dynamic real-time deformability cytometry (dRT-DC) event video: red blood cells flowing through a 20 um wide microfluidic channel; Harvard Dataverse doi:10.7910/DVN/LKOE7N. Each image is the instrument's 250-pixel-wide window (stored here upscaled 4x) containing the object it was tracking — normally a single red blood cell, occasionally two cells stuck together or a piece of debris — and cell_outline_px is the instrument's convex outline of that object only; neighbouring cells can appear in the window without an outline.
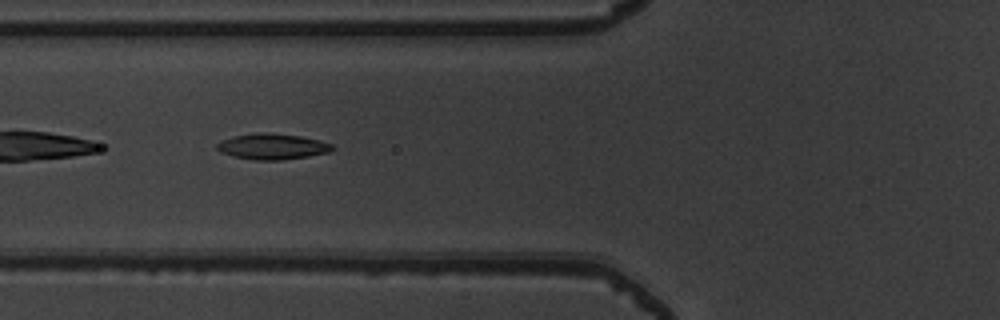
{"species": "common noctule bat (a hibernating species)", "species_latin": "Nyctalus noctula", "temperature_condition": "warm", "stored_images_in_passage": 36, "camera_frame_rate_fps": 3000, "um_per_image_px": 0.085, "animal": {"sex": "male", "body_mass_g": 19.5, "forearm_length_mm": 54.6}, "frame": {"image": 1, "passage_image": 4, "time_ms": 1.0, "image_size_px": [1000, 320], "cell_outline_px": [[336, 148], [328, 152], [308, 156], [284, 160], [252, 160], [232, 156], [220, 152], [216, 148], [216, 144], [232, 136], [260, 132], [264, 132], [300, 136], [320, 140], [332, 144]], "centroid_in_image_um": [23.14, 12.46], "position_along_channel_um": 102.7, "area_um2": 17.4}}
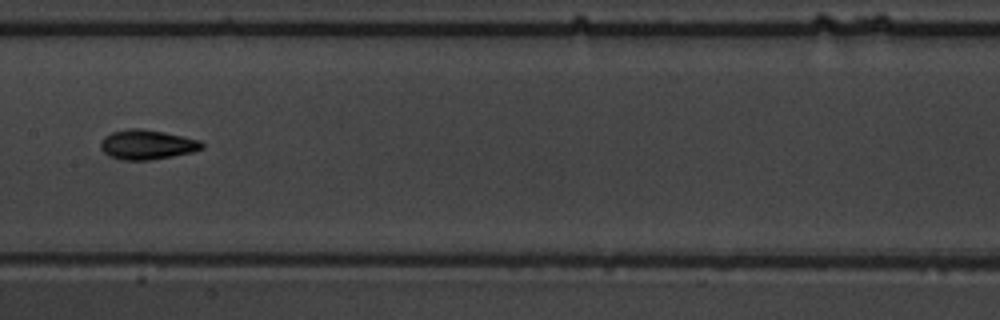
{"frame": {"image": 2, "passage_image": 11, "time_ms": 3.333, "image_size_px": [1000, 320], "cell_outline_px": [[204, 148], [192, 152], [172, 156], [148, 160], [120, 160], [104, 152], [100, 148], [100, 144], [104, 136], [112, 132], [128, 128], [140, 128], [164, 132], [200, 140], [204, 144]], "centroid_in_image_um": [12.5, 12.28], "position_along_channel_um": 194.9, "area_um2": 17.46}}
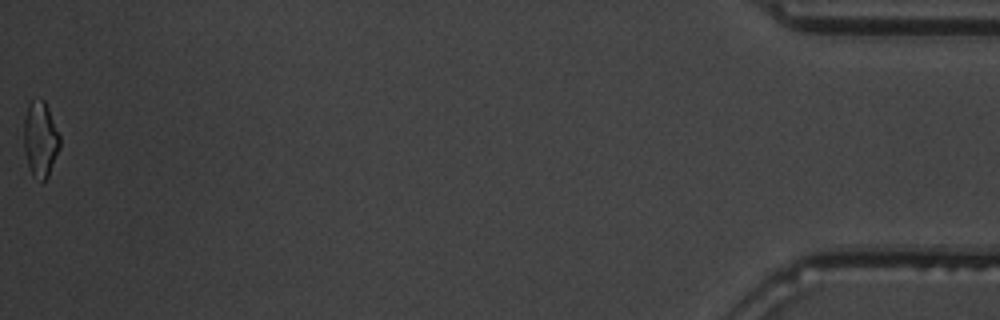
{"frame": {"image": 3, "passage_image": 36, "time_ms": 11.667, "image_size_px": [1000, 320], "cell_outline_px": [[60, 148], [48, 176], [40, 184], [32, 176], [24, 152], [24, 120], [28, 104], [32, 100], [40, 96], [44, 100], [48, 108], [60, 136]], "centroid_in_image_um": [3.43, 11.85], "position_along_channel_um": 431.8, "area_um2": 16.07}, "authors_computed_cell_mechanics": {"area_um2": 16.4152, "velocity_mm_per_s": 3.94, "shape_relaxation_time_tau1_ms": 4.423, "shape_relaxation_time_tau2_ms": 3.2616, "deformation_change_tau1": 0.178, "deformation_change_tau2": 0.0935}}